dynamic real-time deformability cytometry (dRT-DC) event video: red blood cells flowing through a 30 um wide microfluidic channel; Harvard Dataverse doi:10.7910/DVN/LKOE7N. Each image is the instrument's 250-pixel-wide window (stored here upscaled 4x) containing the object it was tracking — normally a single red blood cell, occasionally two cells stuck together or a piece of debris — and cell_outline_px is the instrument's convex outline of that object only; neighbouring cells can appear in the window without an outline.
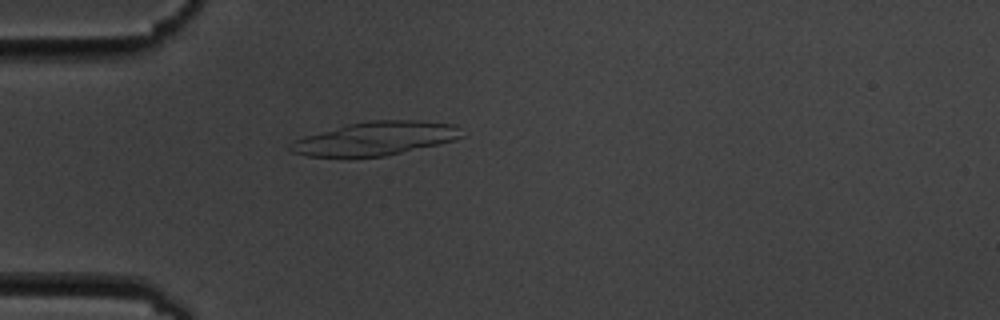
{"species": "common noctule bat (a hibernating species)", "species_latin": "Nyctalus noctula", "temperature_condition": "cold", "stored_images_in_passage": 4, "camera_frame_rate_fps": 3000, "um_per_image_px": 0.085, "animal": {"sex": "male", "body_mass_g": 19.5, "forearm_length_mm": 54.6}, "frame": {"image": 1, "passage_image": 4, "time_ms": 4.333, "image_size_px": [1000, 320], "cell_outline_px": [[464, 136], [456, 140], [440, 144], [384, 156], [308, 156], [292, 152], [288, 148], [288, 144], [304, 136], [348, 124], [368, 120], [420, 120], [456, 124], [460, 128]], "centroid_in_image_um": [31.97, 11.76], "position_along_channel_um": 53.0, "area_um2": 33.47}}